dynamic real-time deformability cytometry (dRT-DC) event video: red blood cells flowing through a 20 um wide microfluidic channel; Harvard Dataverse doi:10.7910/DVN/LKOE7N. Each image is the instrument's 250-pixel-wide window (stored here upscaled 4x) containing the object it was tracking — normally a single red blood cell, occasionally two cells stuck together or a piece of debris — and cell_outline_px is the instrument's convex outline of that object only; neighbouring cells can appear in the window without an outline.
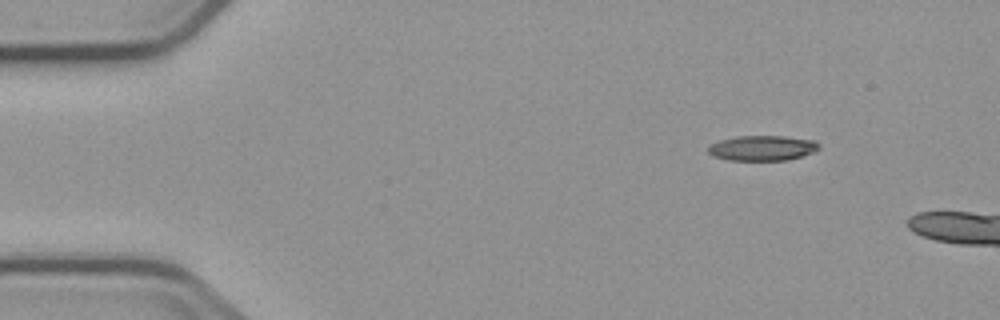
{"species": "common noctule bat (a hibernating species)", "species_latin": "Nyctalus noctula", "temperature_condition": "cold", "stored_images_in_passage": 4, "camera_frame_rate_fps": 3000, "um_per_image_px": 0.085, "animal": {"sex": "male", "body_mass_g": 23.1, "forearm_length_mm": 52.7}, "frame": {"image": 1, "passage_image": 1, "time_ms": 0.0, "image_size_px": [1000, 320], "cell_outline_px": [[820, 148], [816, 152], [788, 160], [728, 160], [712, 156], [708, 152], [708, 148], [712, 144], [720, 140], [736, 136], [784, 136], [816, 140], [820, 144]], "centroid_in_image_um": [64.85, 12.58], "position_along_channel_um": 20.1, "area_um2": 16.42}}